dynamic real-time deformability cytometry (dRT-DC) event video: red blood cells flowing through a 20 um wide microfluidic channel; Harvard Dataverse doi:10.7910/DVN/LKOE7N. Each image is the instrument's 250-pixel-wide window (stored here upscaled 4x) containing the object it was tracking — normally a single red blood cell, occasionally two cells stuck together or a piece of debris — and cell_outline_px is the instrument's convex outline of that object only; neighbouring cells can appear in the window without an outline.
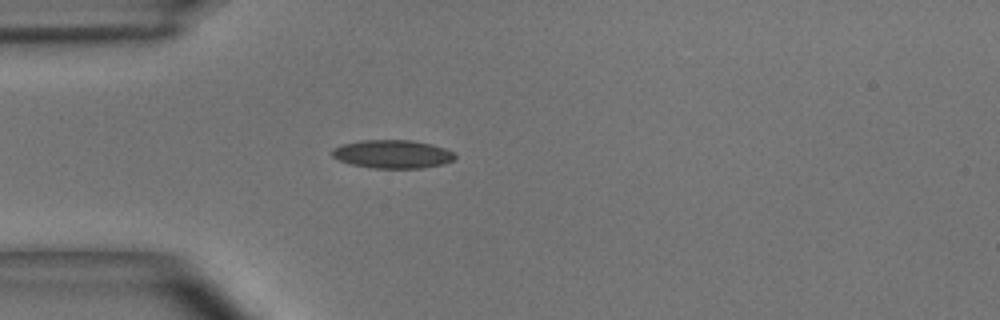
{"species": "common noctule bat (a hibernating species)", "species_latin": "Nyctalus noctula", "temperature_condition": "room temperature", "stored_images_in_passage": 41, "camera_frame_rate_fps": 3000, "um_per_image_px": 0.085, "animal": {"sex": "male", "body_mass_g": 15.6}, "frame": {"image": 1, "passage_image": 1, "time_ms": 0.0, "image_size_px": [1000, 320], "cell_outline_px": [[456, 156], [452, 160], [444, 164], [420, 168], [372, 168], [352, 164], [340, 160], [332, 156], [332, 148], [344, 144], [360, 140], [412, 140], [444, 148], [452, 152]], "centroid_in_image_um": [33.35, 13.1], "position_along_channel_um": 51.7, "area_um2": 20.06}}
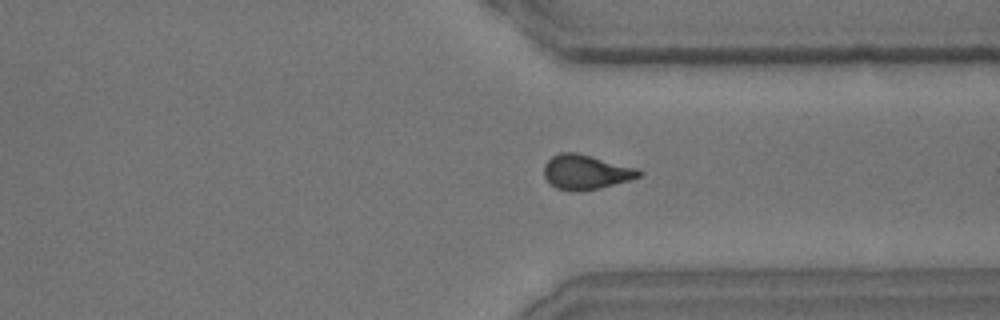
{"frame": {"image": 2, "passage_image": 27, "time_ms": 8.667, "image_size_px": [1000, 320], "cell_outline_px": [[644, 172], [640, 176], [628, 180], [600, 188], [580, 192], [576, 192], [556, 188], [544, 176], [544, 164], [552, 156], [560, 152], [576, 152], [640, 168]], "centroid_in_image_um": [49.82, 14.62], "position_along_channel_um": 361.6, "area_um2": 19.31}}
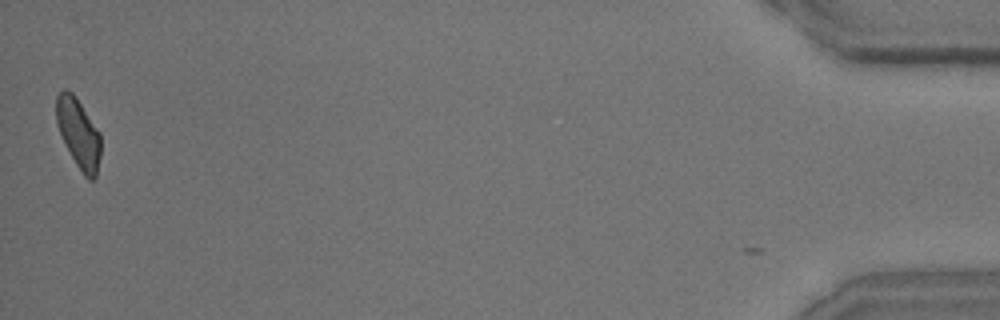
{"frame": {"image": 3, "passage_image": 40, "time_ms": 13.0, "image_size_px": [1000, 320], "cell_outline_px": [[100, 156], [96, 176], [92, 180], [88, 180], [84, 176], [76, 164], [56, 124], [56, 96], [64, 88], [72, 92], [76, 96], [100, 132]], "centroid_in_image_um": [6.68, 11.31], "position_along_channel_um": 428.5, "area_um2": 17.92}, "authors_computed_cell_mechanics": {"area_um2": 18.785, "velocity_mm_per_s": 3.6667, "shape_relaxation_time_tau1_ms": 8.1407, "shape_relaxation_time_tau2_ms": 1.7633, "deformation_change_tau1": 0.2145, "deformation_change_tau2": 0.0843}}